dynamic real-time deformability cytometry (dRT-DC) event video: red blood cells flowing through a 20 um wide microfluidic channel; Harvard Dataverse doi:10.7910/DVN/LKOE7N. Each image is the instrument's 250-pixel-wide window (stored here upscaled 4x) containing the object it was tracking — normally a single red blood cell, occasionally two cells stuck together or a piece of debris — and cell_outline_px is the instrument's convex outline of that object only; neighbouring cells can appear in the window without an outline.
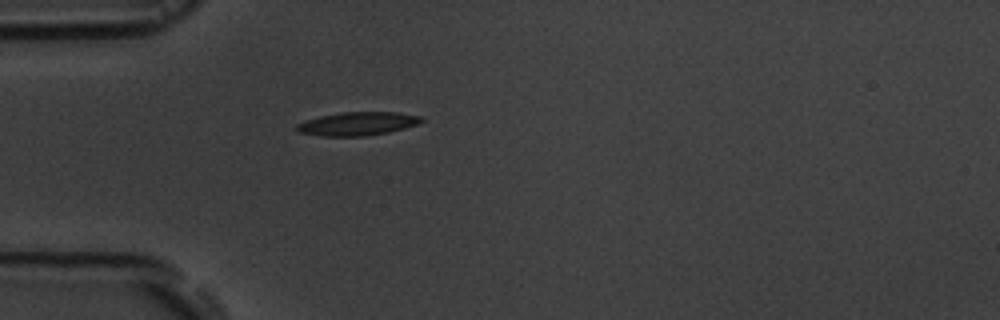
{"species": "common noctule bat (a hibernating species)", "species_latin": "Nyctalus noctula", "temperature_condition": "room temperature", "stored_images_in_passage": 6, "camera_frame_rate_fps": 3000, "um_per_image_px": 0.085, "animal": {"sex": "male", "body_mass_g": 19.5, "forearm_length_mm": 54.6}, "frame": {"image": 1, "passage_image": 6, "time_ms": 6.667, "image_size_px": [1000, 320], "cell_outline_px": [[424, 120], [416, 124], [404, 128], [388, 132], [364, 136], [320, 136], [300, 132], [296, 128], [296, 124], [320, 116], [340, 112], [396, 112], [420, 116]], "centroid_in_image_um": [30.38, 10.51], "position_along_channel_um": 54.6, "area_um2": 16.82}}